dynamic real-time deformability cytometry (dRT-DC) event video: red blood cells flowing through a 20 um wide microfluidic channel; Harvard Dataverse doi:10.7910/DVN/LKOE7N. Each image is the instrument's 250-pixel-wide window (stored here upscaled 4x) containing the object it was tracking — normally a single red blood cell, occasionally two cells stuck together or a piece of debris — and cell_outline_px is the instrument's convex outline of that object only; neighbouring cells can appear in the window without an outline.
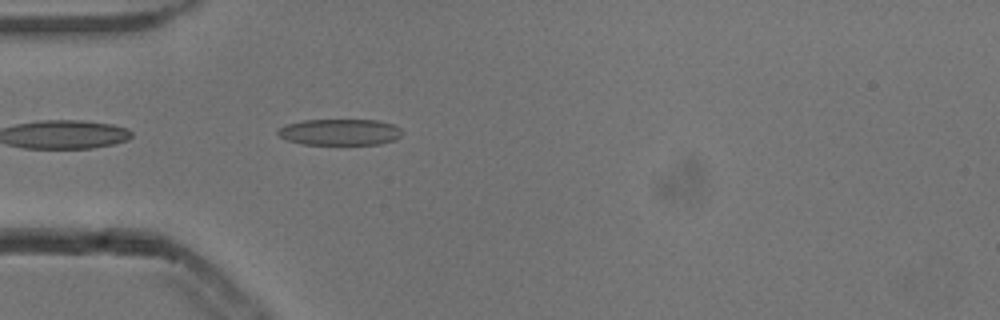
{"species": "common noctule bat (a hibernating species)", "species_latin": "Nyctalus noctula", "temperature_condition": "cold", "stored_images_in_passage": 6, "camera_frame_rate_fps": 3000, "um_per_image_px": 0.085, "animal": {"sex": "male", "body_mass_g": 13.3}, "frame": {"image": 1, "passage_image": 2, "time_ms": 0.333, "image_size_px": [1000, 320], "cell_outline_px": [[400, 136], [396, 140], [380, 144], [300, 144], [288, 140], [280, 136], [276, 132], [280, 128], [288, 124], [304, 120], [376, 120], [392, 124], [400, 128]], "centroid_in_image_um": [28.9, 11.23], "position_along_channel_um": 56.1, "area_um2": 18.84}}